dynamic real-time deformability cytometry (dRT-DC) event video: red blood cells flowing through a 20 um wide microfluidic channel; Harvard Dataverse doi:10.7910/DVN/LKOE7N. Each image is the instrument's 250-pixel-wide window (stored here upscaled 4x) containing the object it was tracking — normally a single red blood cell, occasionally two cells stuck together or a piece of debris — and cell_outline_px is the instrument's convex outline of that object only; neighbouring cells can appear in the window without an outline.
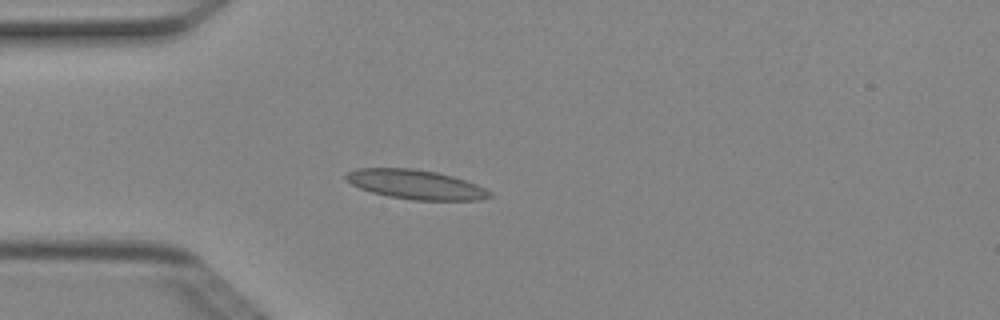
{"species": "Egyptian fruit bat (a non-hibernating species)", "species_latin": "Rousettus aegyptiacus", "temperature_condition": "cold", "stored_images_in_passage": 2, "camera_frame_rate_fps": 3000, "um_per_image_px": 0.085, "animal": {"sex": "female"}, "frame": {"image": 1, "passage_image": 2, "time_ms": 0.333, "image_size_px": [1000, 320], "cell_outline_px": [[492, 196], [480, 200], [412, 200], [388, 196], [372, 192], [360, 188], [352, 184], [344, 176], [348, 172], [356, 168], [412, 168], [436, 172], [452, 176], [476, 184], [492, 192]], "centroid_in_image_um": [35.34, 15.68], "position_along_channel_um": 49.7, "area_um2": 24.45}}